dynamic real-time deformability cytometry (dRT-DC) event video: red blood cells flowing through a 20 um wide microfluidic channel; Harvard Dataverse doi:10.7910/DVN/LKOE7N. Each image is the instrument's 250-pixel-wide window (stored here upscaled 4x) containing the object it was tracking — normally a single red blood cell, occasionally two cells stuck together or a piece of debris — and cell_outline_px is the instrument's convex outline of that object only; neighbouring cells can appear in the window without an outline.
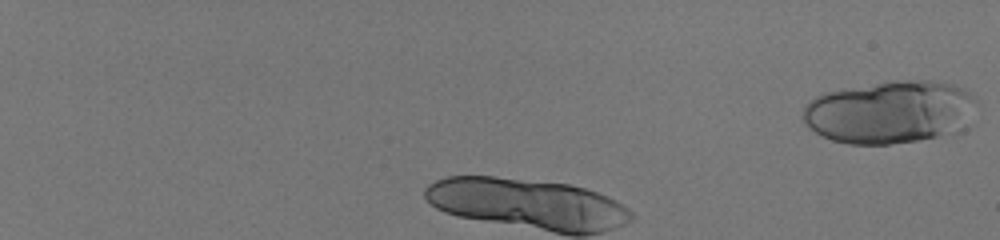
{"species": "human", "species_latin": "Homo sapiens", "temperature_condition": "room temperature", "stored_images_in_passage": 11, "camera_frame_rate_fps": 3000, "um_per_image_px": 0.085, "donor": {"sex": "male"}, "frame": {"image": 1, "passage_image": 1, "time_ms": 0.0, "image_size_px": [1000, 240], "cell_outline_px": [[976, 104], [944, 132], [936, 136], [916, 140], [888, 144], [848, 144], [832, 140], [808, 128], [804, 124], [800, 116], [804, 104], [808, 100], [824, 92], [840, 88], [884, 80], [932, 80], [956, 84], [968, 88], [976, 100]], "centroid_in_image_um": [75.42, 9.45], "position_along_channel_um": 9.6, "area_um2": 62.89}}